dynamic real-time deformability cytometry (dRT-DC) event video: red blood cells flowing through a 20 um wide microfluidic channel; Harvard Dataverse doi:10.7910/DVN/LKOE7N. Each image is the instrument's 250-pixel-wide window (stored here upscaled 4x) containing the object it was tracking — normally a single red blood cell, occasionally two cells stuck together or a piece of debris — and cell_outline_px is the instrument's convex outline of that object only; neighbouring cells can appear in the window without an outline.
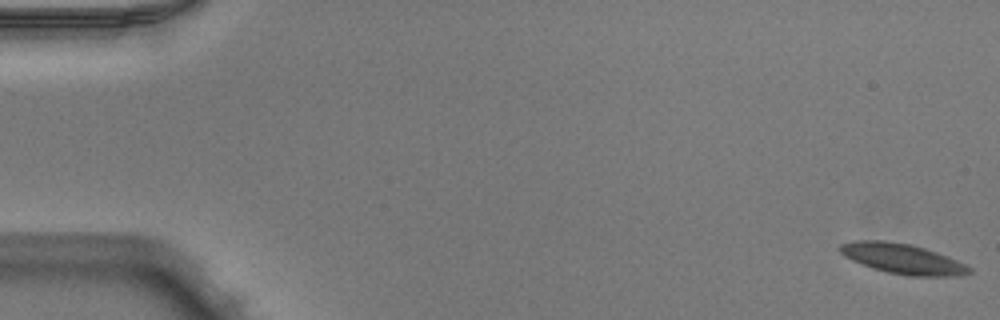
{"species": "Egyptian fruit bat (a non-hibernating species)", "species_latin": "Rousettus aegyptiacus", "temperature_condition": "warm", "stored_images_in_passage": 14, "camera_frame_rate_fps": 3000, "um_per_image_px": 0.085, "animal": {"sex": "male"}, "frame": {"image": 1, "passage_image": 1, "time_ms": 0.0, "image_size_px": [1000, 320], "cell_outline_px": [[972, 272], [956, 276], [908, 276], [888, 272], [872, 268], [852, 260], [844, 256], [840, 252], [840, 244], [856, 240], [884, 240], [912, 244], [948, 256], [972, 268]], "centroid_in_image_um": [76.71, 21.99], "position_along_channel_um": 8.3, "area_um2": 22.66}}
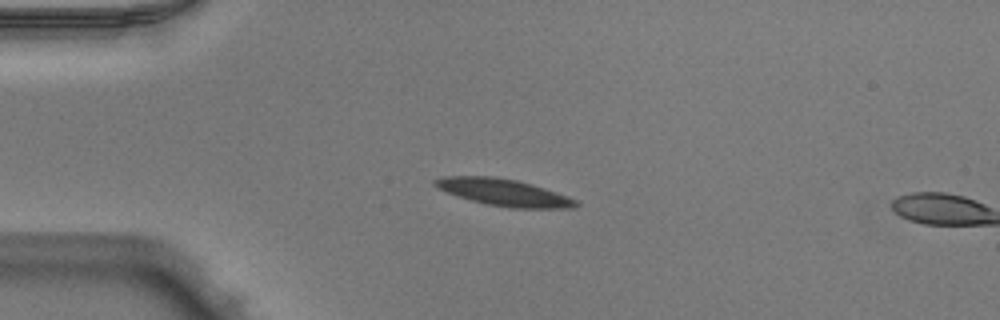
{"frame": {"image": 2, "passage_image": 13, "time_ms": 4.0, "image_size_px": [1000, 320], "cell_outline_px": [[580, 204], [576, 208], [512, 208], [484, 204], [456, 196], [436, 188], [432, 184], [432, 180], [444, 176], [492, 176], [516, 180], [532, 184], [568, 196], [576, 200]], "centroid_in_image_um": [42.78, 16.36], "position_along_channel_um": 42.2, "area_um2": 22.31}}